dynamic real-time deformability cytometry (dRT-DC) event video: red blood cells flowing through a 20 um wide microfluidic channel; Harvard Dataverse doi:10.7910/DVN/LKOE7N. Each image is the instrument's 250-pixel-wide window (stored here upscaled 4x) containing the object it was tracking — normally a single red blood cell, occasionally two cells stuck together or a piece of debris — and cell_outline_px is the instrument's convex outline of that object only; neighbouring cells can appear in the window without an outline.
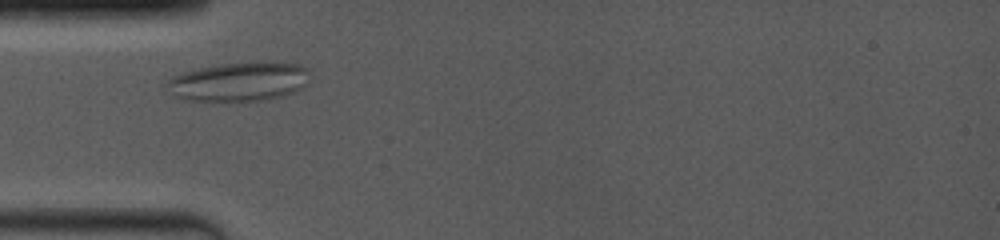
{"species": "common noctule bat (a hibernating species)", "species_latin": "Nyctalus noctula", "temperature_condition": "room temperature", "stored_images_in_passage": 9, "camera_frame_rate_fps": 4000, "um_per_image_px": 0.085, "animal": {"sex": "female", "body_mass_g": 19.0, "forearm_length_mm": 53.3}, "frame": {"image": 1, "passage_image": 3, "time_ms": 1.0, "image_size_px": [1000, 240], "cell_outline_px": [[308, 84], [304, 88], [280, 96], [264, 100], [188, 100], [176, 96], [164, 88], [164, 84], [172, 76], [184, 72], [200, 68], [224, 64], [264, 60], [276, 60], [300, 64], [308, 68]], "centroid_in_image_um": [20.38, 6.9], "position_along_channel_um": 64.6, "area_um2": 32.89}}
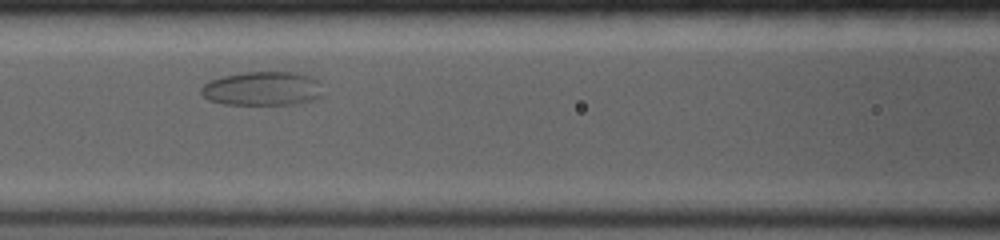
{"frame": {"image": 2, "passage_image": 7, "time_ms": 3.25, "image_size_px": [1000, 240], "cell_outline_px": [[324, 96], [320, 100], [300, 104], [224, 104], [208, 100], [200, 92], [200, 88], [208, 80], [224, 76], [244, 72], [296, 72], [312, 76], [320, 80]], "centroid_in_image_um": [22.4, 7.53], "position_along_channel_um": 144.2, "area_um2": 24.8}}
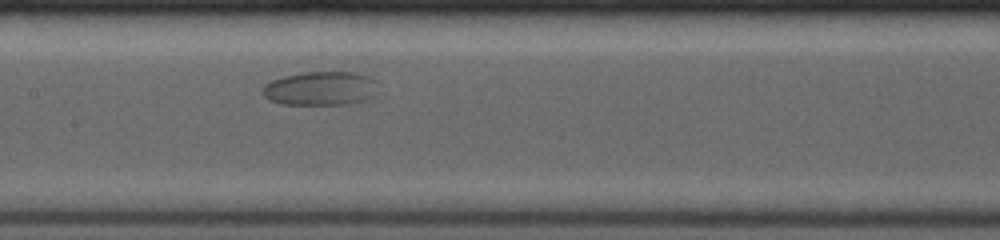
{"frame": {"image": 3, "passage_image": 9, "time_ms": 4.25, "image_size_px": [1000, 240], "cell_outline_px": [[384, 92], [368, 100], [348, 104], [280, 104], [268, 100], [264, 96], [264, 84], [272, 80], [284, 76], [304, 72], [356, 72], [368, 76], [376, 80]], "centroid_in_image_um": [27.38, 7.52], "position_along_channel_um": 180.0, "area_um2": 23.47}}